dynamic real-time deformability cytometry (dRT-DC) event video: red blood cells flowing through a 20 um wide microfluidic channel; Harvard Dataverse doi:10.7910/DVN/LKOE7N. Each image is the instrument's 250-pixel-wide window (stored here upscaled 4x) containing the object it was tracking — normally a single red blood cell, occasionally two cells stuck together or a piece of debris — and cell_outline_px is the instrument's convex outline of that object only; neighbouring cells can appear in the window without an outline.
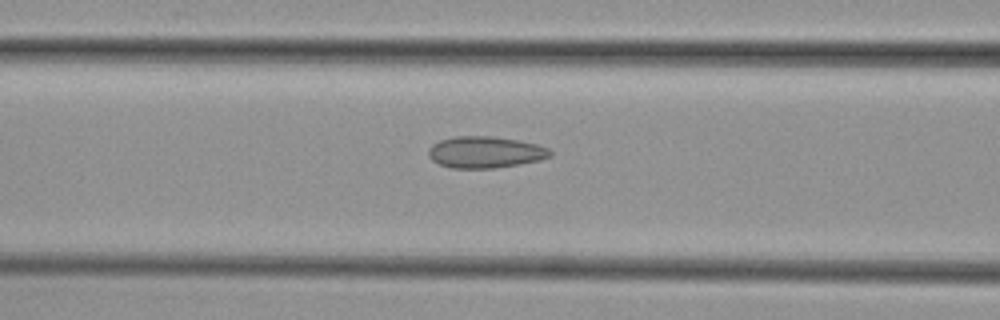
{"species": "common noctule bat (a hibernating species)", "species_latin": "Nyctalus noctula", "temperature_condition": "cold", "stored_images_in_passage": 23, "camera_frame_rate_fps": 3000, "um_per_image_px": 0.085, "animal": {"sex": "female", "body_mass_g": 29.2, "forearm_length_mm": 56.3}, "frame": {"image": 1, "passage_image": 12, "time_ms": 3.667, "image_size_px": [1000, 320], "cell_outline_px": [[552, 156], [540, 160], [496, 168], [452, 168], [440, 164], [432, 160], [428, 156], [428, 148], [432, 144], [440, 140], [456, 136], [492, 136], [516, 140], [536, 144], [548, 148], [552, 152]], "centroid_in_image_um": [41.23, 12.93], "position_along_channel_um": 125.4, "area_um2": 22.37}}
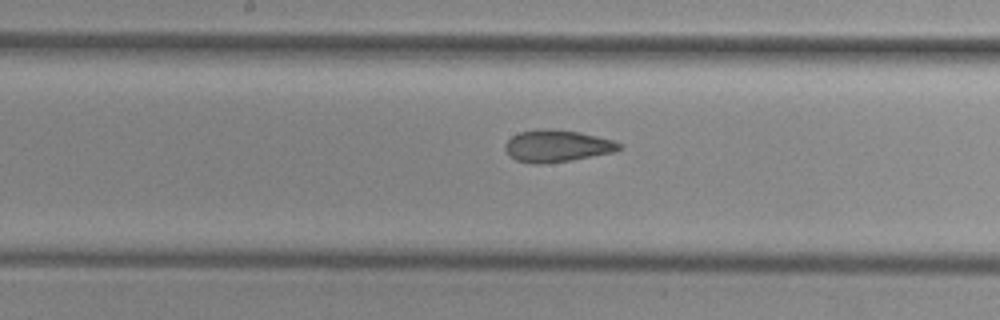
{"frame": {"image": 2, "passage_image": 18, "time_ms": 5.667, "image_size_px": [1000, 320], "cell_outline_px": [[620, 148], [616, 152], [572, 160], [540, 164], [532, 164], [516, 160], [508, 156], [504, 148], [504, 144], [512, 136], [520, 132], [536, 128], [552, 128], [580, 132], [612, 140], [620, 144]], "centroid_in_image_um": [47.3, 12.4], "position_along_channel_um": 200.9, "area_um2": 21.5}}
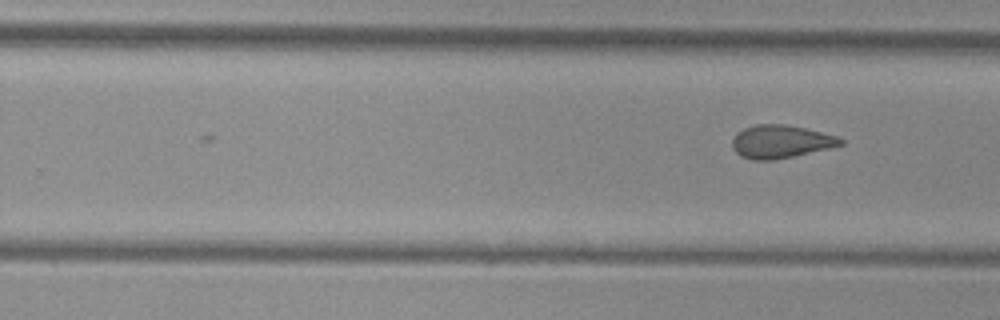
{"frame": {"image": 3, "passage_image": 23, "time_ms": 7.333, "image_size_px": [1000, 320], "cell_outline_px": [[844, 144], [828, 148], [792, 156], [772, 160], [752, 160], [740, 156], [732, 148], [732, 140], [736, 132], [744, 128], [756, 124], [784, 124], [804, 128], [836, 136], [844, 140]], "centroid_in_image_um": [66.31, 12.03], "position_along_channel_um": 263.5, "area_um2": 20.69}}